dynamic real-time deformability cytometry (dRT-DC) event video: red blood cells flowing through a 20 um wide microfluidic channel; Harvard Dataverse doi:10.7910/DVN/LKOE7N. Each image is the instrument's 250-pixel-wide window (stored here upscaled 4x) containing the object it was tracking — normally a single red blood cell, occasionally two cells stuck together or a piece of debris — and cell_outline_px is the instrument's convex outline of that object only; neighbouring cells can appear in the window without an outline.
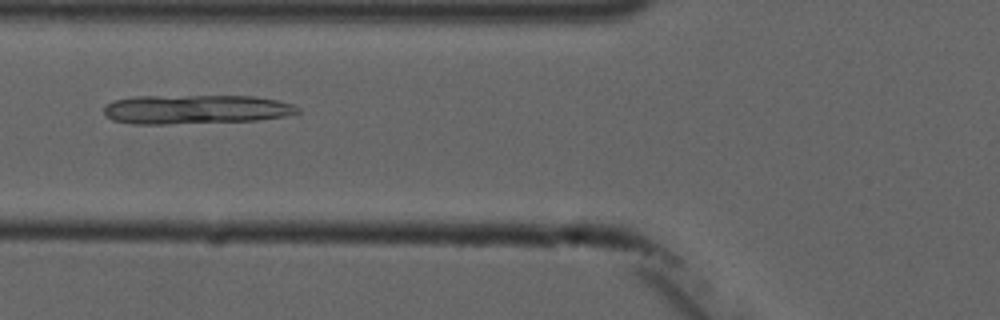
{"species": "common noctule bat (a hibernating species)", "species_latin": "Nyctalus noctula", "temperature_condition": "cold", "stored_images_in_passage": 8, "camera_frame_rate_fps": 3000, "um_per_image_px": 0.085, "animal": {"sex": "male", "forearm_length_mm": 52.5}, "frame": {"image": 1, "passage_image": 5, "time_ms": 6.0, "image_size_px": [1000, 320], "cell_outline_px": [[300, 112], [284, 116], [256, 120], [164, 124], [132, 124], [112, 120], [104, 112], [104, 108], [112, 100], [136, 96], [252, 96], [276, 100], [292, 104], [300, 108]], "centroid_in_image_um": [16.61, 9.29], "position_along_channel_um": 109.2, "area_um2": 32.77}}
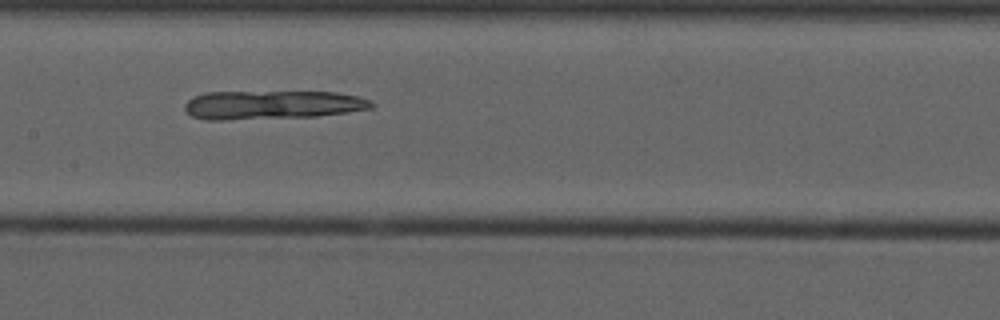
{"frame": {"image": 2, "passage_image": 7, "time_ms": 8.0, "image_size_px": [1000, 320], "cell_outline_px": [[376, 104], [372, 108], [348, 112], [316, 116], [220, 120], [208, 120], [192, 116], [184, 108], [184, 104], [192, 96], [208, 92], [336, 92], [356, 96], [368, 100]], "centroid_in_image_um": [23.12, 8.91], "position_along_channel_um": 184.3, "area_um2": 31.15}}
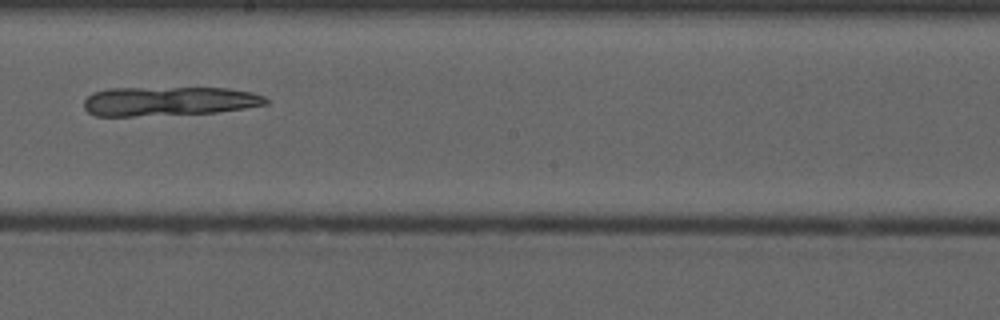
{"frame": {"image": 3, "passage_image": 8, "time_ms": 9.333, "image_size_px": [1000, 320], "cell_outline_px": [[268, 104], [244, 108], [216, 112], [132, 116], [96, 116], [88, 112], [84, 108], [84, 100], [92, 92], [108, 88], [228, 88], [252, 92], [264, 96], [268, 100]], "centroid_in_image_um": [14.33, 8.59], "position_along_channel_um": 233.9, "area_um2": 30.92}}